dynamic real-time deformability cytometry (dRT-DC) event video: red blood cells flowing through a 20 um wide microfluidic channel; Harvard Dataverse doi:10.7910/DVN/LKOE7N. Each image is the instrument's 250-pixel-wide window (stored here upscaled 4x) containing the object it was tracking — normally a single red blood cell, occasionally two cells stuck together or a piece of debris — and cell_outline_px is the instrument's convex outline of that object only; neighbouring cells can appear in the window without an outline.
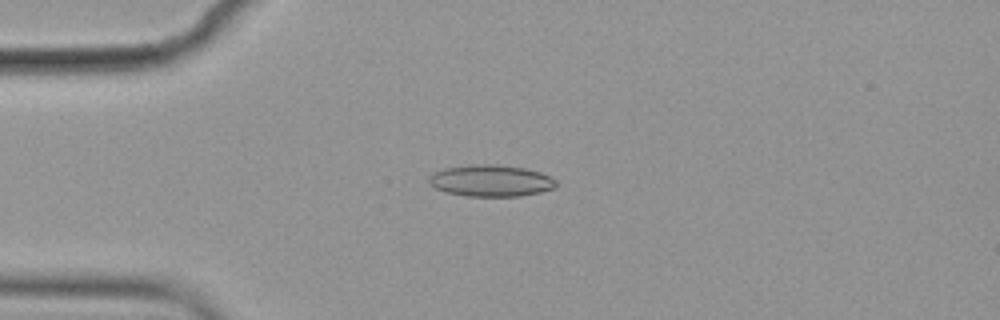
{"species": "common noctule bat (a hibernating species)", "species_latin": "Nyctalus noctula", "temperature_condition": "cold", "stored_images_in_passage": 39, "camera_frame_rate_fps": 3000, "um_per_image_px": 0.085, "animal": {"sex": "female", "body_mass_g": 19.9}, "frame": {"image": 1, "passage_image": 1, "time_ms": 0.0, "image_size_px": [1000, 320], "cell_outline_px": [[556, 184], [552, 188], [540, 192], [520, 196], [468, 196], [444, 192], [428, 184], [428, 176], [432, 172], [444, 168], [472, 164], [496, 164], [524, 168], [540, 172], [552, 176], [556, 180]], "centroid_in_image_um": [41.68, 15.35], "position_along_channel_um": 43.3, "area_um2": 23.64}}
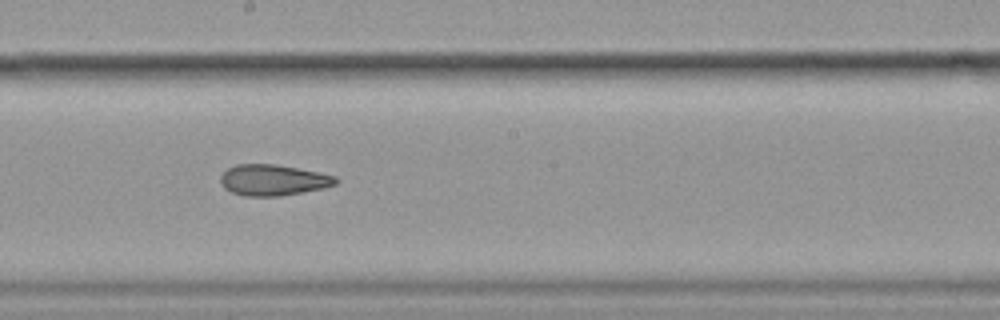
{"frame": {"image": 2, "passage_image": 18, "time_ms": 5.667, "image_size_px": [1000, 320], "cell_outline_px": [[340, 180], [336, 184], [324, 188], [280, 196], [244, 196], [232, 192], [224, 188], [220, 184], [220, 176], [228, 168], [236, 164], [276, 164], [320, 172], [336, 176]], "centroid_in_image_um": [23.23, 15.3], "position_along_channel_um": 225.0, "area_um2": 20.98}}
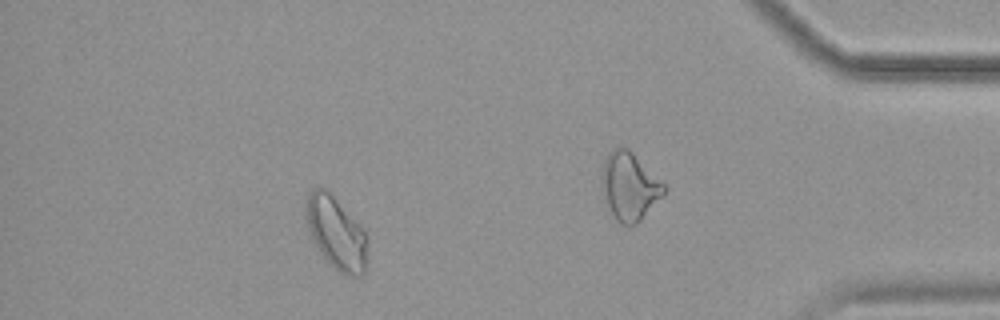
{"frame": {"image": 3, "passage_image": 32, "time_ms": 10.333, "image_size_px": [1000, 320], "cell_outline_px": [[368, 268], [364, 276], [344, 276], [332, 268], [316, 248], [308, 228], [304, 212], [304, 208], [308, 192], [312, 188], [324, 188], [364, 228], [368, 236]], "centroid_in_image_um": [28.61, 19.88], "position_along_channel_um": 406.6, "area_um2": 26.88}, "authors_computed_cell_mechanics": {"area_um2": 21.5594, "velocity_mm_per_s": 3.5679, "shape_relaxation_time_tau1_ms": null, "shape_relaxation_time_tau2_ms": 4.2325, "deformation_change_tau1": null, "deformation_change_tau2": 0.1265}}